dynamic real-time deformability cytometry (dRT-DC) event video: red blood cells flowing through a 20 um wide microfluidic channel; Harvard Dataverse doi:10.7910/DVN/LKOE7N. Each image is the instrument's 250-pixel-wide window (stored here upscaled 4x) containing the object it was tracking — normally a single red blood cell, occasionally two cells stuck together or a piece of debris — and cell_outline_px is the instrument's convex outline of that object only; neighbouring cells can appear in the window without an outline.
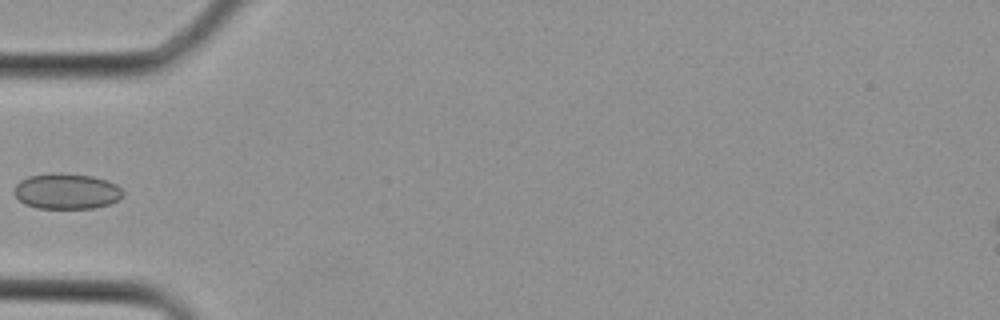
{"species": "Egyptian fruit bat (a non-hibernating species)", "species_latin": "Rousettus aegyptiacus", "temperature_condition": "cold", "stored_images_in_passage": 2, "camera_frame_rate_fps": 3000, "um_per_image_px": 0.085, "animal": {"sex": "female"}, "frame": {"image": 1, "passage_image": 2, "time_ms": 0.333, "image_size_px": [1000, 320], "cell_outline_px": [[124, 196], [120, 200], [96, 208], [36, 208], [24, 204], [16, 196], [16, 184], [20, 180], [28, 176], [48, 172], [64, 172], [92, 176], [108, 180], [116, 184], [124, 192]], "centroid_in_image_um": [5.69, 16.24], "position_along_channel_um": 79.3, "area_um2": 22.95}}